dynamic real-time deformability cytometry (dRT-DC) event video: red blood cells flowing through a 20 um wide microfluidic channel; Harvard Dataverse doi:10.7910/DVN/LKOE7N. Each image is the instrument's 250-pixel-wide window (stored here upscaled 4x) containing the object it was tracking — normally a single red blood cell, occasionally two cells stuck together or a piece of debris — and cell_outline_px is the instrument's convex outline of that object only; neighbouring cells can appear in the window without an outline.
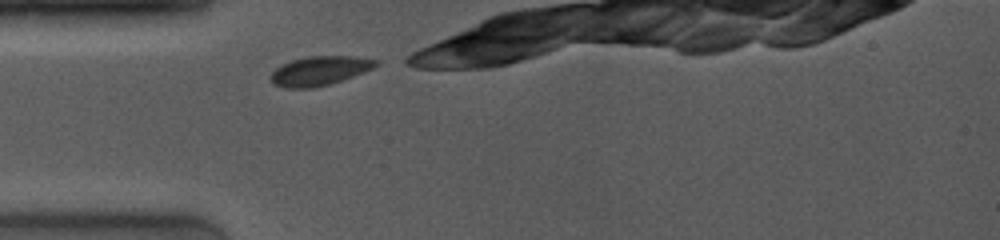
{"species": "common noctule bat (a hibernating species)", "species_latin": "Nyctalus noctula", "temperature_condition": "room temperature", "stored_images_in_passage": 11, "camera_frame_rate_fps": 4000, "um_per_image_px": 0.085, "animal": {"sex": "female", "body_mass_g": 19.0, "forearm_length_mm": 53.3}, "frame": {"image": 1, "passage_image": 1, "time_ms": 0.0, "image_size_px": [1000, 240], "cell_outline_px": [[380, 64], [364, 72], [332, 84], [316, 88], [284, 88], [272, 84], [268, 76], [276, 68], [292, 60], [308, 56], [356, 56], [380, 60]], "centroid_in_image_um": [27.17, 6.03], "position_along_channel_um": 57.8, "area_um2": 18.21}}
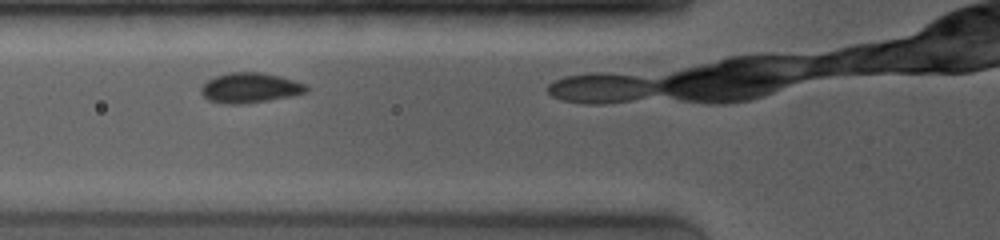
{"frame": {"image": 2, "passage_image": 4, "time_ms": 1.25, "image_size_px": [1000, 240], "cell_outline_px": [[308, 92], [292, 96], [268, 100], [240, 104], [224, 104], [208, 100], [200, 92], [200, 88], [208, 80], [216, 76], [228, 72], [260, 72], [280, 76], [304, 84], [308, 88]], "centroid_in_image_um": [21.23, 7.47], "position_along_channel_um": 104.6, "area_um2": 18.38}}